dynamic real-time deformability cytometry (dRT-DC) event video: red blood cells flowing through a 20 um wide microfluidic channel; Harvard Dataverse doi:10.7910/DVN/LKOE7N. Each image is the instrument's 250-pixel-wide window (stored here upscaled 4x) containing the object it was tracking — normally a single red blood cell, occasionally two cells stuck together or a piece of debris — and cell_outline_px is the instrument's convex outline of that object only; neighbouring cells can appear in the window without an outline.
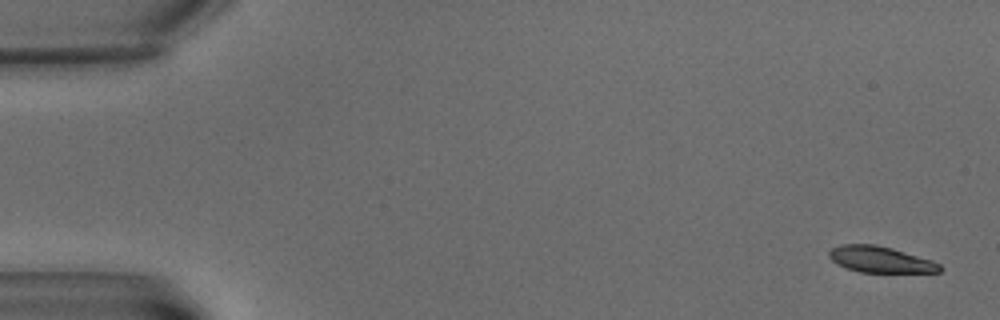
{"species": "common noctule bat (a hibernating species)", "species_latin": "Nyctalus noctula", "temperature_condition": "warm", "stored_images_in_passage": 6, "camera_frame_rate_fps": 3000, "um_per_image_px": 0.085, "animal": {"sex": "male", "body_mass_g": 15.6}, "frame": {"image": 1, "passage_image": 1, "time_ms": 0.0, "image_size_px": [1000, 320], "cell_outline_px": [[944, 268], [940, 272], [860, 272], [836, 264], [828, 256], [828, 252], [832, 248], [840, 244], [876, 244], [892, 248], [932, 260], [940, 264]], "centroid_in_image_um": [74.83, 22.05], "position_along_channel_um": 10.2, "area_um2": 16.94}}
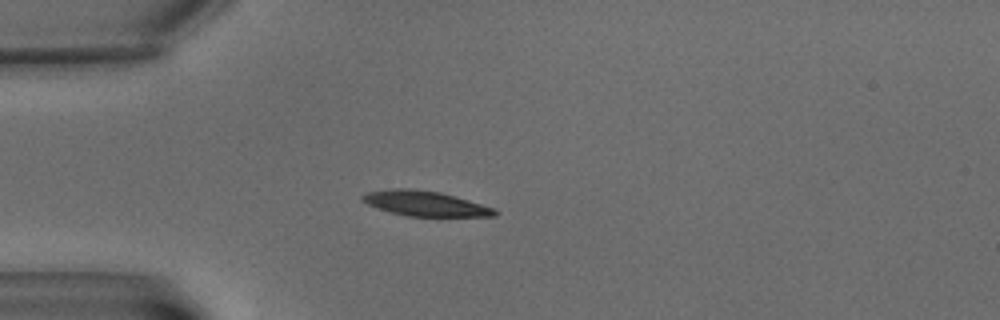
{"frame": {"image": 2, "passage_image": 6, "time_ms": 5.667, "image_size_px": [1000, 320], "cell_outline_px": [[500, 212], [496, 216], [408, 216], [392, 212], [368, 204], [360, 200], [360, 196], [368, 192], [392, 188], [408, 188], [440, 192], [456, 196], [496, 208]], "centroid_in_image_um": [36.19, 17.29], "position_along_channel_um": 48.8, "area_um2": 19.31}}